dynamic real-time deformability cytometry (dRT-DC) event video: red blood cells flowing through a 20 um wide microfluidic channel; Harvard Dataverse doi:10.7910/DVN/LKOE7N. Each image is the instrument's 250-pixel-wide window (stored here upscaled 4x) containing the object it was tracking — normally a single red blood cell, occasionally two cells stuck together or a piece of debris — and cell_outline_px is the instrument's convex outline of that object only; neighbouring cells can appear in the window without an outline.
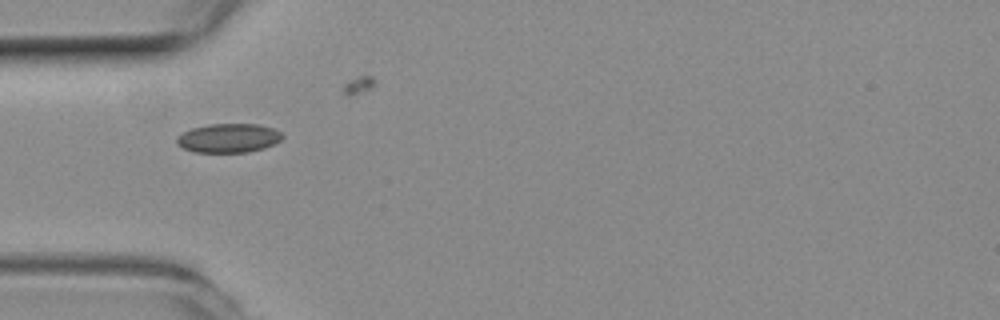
{"species": "common noctule bat (a hibernating species)", "species_latin": "Nyctalus noctula", "temperature_condition": "room temperature", "stored_images_in_passage": 24, "camera_frame_rate_fps": 3000, "um_per_image_px": 0.085, "animal": {"sex": "female", "body_mass_g": 19.3, "forearm_length_mm": 54.1}, "frame": {"image": 1, "passage_image": 1, "time_ms": 0.0, "image_size_px": [1000, 320], "cell_outline_px": [[284, 136], [280, 140], [264, 148], [248, 152], [192, 152], [176, 144], [176, 136], [192, 128], [208, 124], [260, 124], [272, 128], [280, 132]], "centroid_in_image_um": [19.4, 11.73], "position_along_channel_um": 65.6, "area_um2": 17.86}}
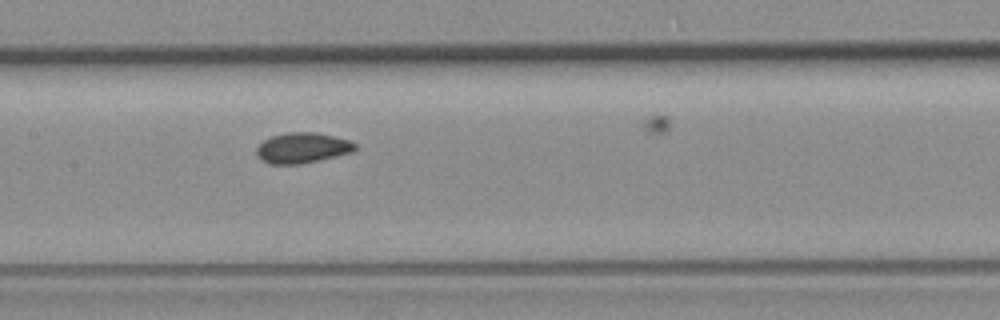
{"frame": {"image": 2, "passage_image": 10, "time_ms": 3.0, "image_size_px": [1000, 320], "cell_outline_px": [[356, 148], [352, 152], [320, 160], [300, 164], [268, 164], [256, 156], [256, 148], [264, 140], [272, 136], [288, 132], [316, 132], [352, 140], [356, 144]], "centroid_in_image_um": [25.71, 12.57], "position_along_channel_um": 181.7, "area_um2": 17.63}}
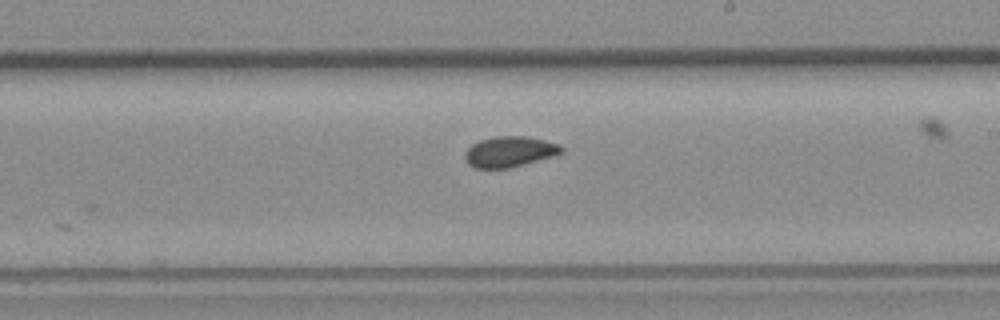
{"frame": {"image": 3, "passage_image": 15, "time_ms": 4.667, "image_size_px": [1000, 320], "cell_outline_px": [[564, 152], [552, 156], [524, 164], [508, 168], [476, 168], [468, 164], [464, 156], [464, 152], [472, 144], [480, 140], [496, 136], [528, 136], [560, 144], [564, 148]], "centroid_in_image_um": [43.32, 12.88], "position_along_channel_um": 245.7, "area_um2": 17.22}}